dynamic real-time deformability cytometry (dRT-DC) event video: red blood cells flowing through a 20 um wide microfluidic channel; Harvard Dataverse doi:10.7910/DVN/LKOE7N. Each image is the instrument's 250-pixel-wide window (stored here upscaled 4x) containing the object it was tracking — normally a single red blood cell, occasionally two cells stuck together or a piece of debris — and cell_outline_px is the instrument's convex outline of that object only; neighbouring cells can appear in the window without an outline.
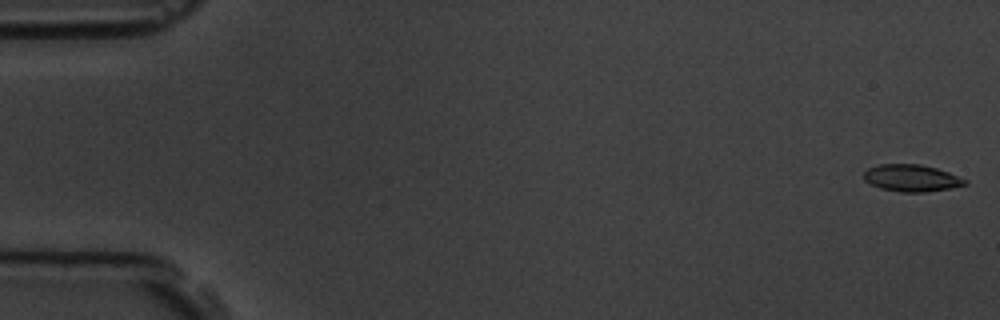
{"species": "common noctule bat (a hibernating species)", "species_latin": "Nyctalus noctula", "temperature_condition": "room temperature", "stored_images_in_passage": 5, "camera_frame_rate_fps": 3000, "um_per_image_px": 0.085, "animal": {"sex": "male", "body_mass_g": 19.5, "forearm_length_mm": 54.6}, "frame": {"image": 1, "passage_image": 1, "time_ms": 0.0, "image_size_px": [1000, 320], "cell_outline_px": [[968, 184], [952, 188], [924, 192], [900, 192], [880, 188], [864, 180], [864, 172], [868, 168], [880, 164], [920, 164], [936, 168], [948, 172], [968, 180]], "centroid_in_image_um": [77.5, 15.13], "position_along_channel_um": 7.5, "area_um2": 15.9}}
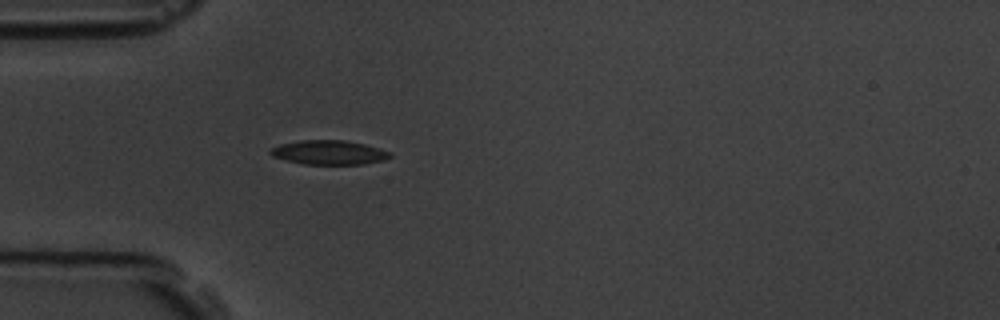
{"frame": {"image": 2, "passage_image": 5, "time_ms": 5.333, "image_size_px": [1000, 320], "cell_outline_px": [[392, 156], [384, 160], [364, 164], [304, 164], [272, 156], [268, 152], [272, 148], [280, 144], [300, 140], [344, 140], [364, 144], [388, 152]], "centroid_in_image_um": [27.93, 12.96], "position_along_channel_um": 57.1, "area_um2": 16.65}}